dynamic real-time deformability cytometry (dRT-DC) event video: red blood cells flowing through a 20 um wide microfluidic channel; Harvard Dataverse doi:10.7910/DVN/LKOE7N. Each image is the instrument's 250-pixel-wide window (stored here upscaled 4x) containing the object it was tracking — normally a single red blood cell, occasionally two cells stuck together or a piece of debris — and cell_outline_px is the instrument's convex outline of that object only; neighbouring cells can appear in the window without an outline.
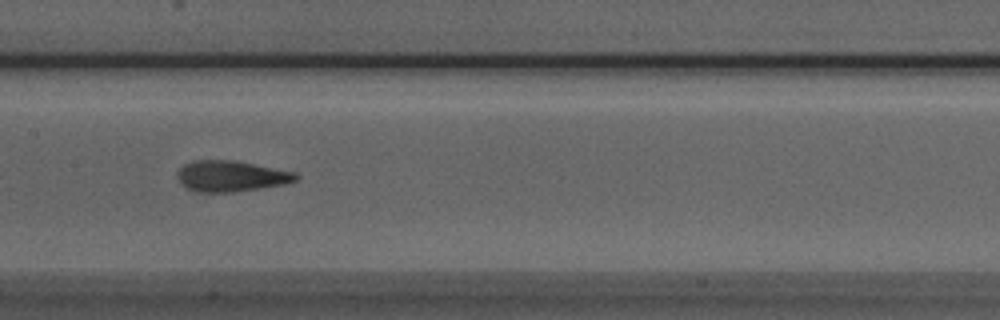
{"species": "Egyptian fruit bat (a non-hibernating species)", "species_latin": "Rousettus aegyptiacus", "temperature_condition": "room temperature", "stored_images_in_passage": 9, "segment_of_instrument_passage": [1, 2], "camera_frame_rate_fps": 3000, "um_per_image_px": 0.085, "animal": {"sex": "male"}, "frame": {"image": 1, "passage_image": 7, "time_ms": 2.0, "image_size_px": [1000, 320], "cell_outline_px": [[300, 176], [296, 180], [284, 184], [232, 192], [200, 192], [184, 188], [180, 184], [176, 176], [176, 172], [184, 164], [192, 160], [236, 160], [296, 172]], "centroid_in_image_um": [19.6, 14.96], "position_along_channel_um": 187.8, "area_um2": 21.56}}
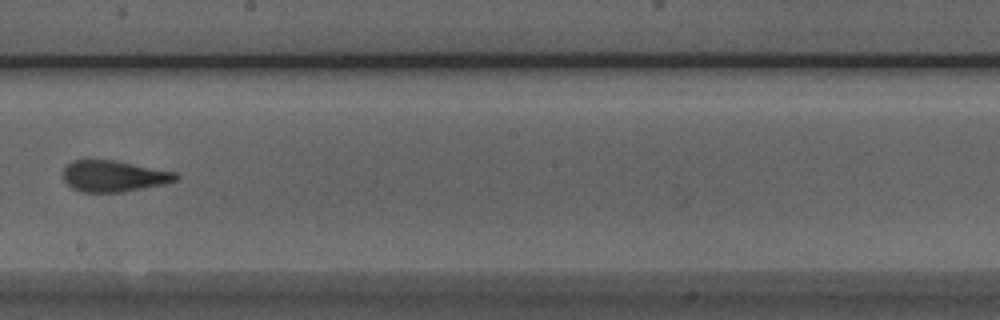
{"frame": {"image": 2, "passage_image": 8, "time_ms": 2.333, "image_size_px": [1000, 320], "cell_outline_px": [[180, 180], [164, 184], [124, 192], [80, 192], [72, 188], [64, 180], [64, 168], [72, 160], [112, 160], [176, 172], [180, 176]], "centroid_in_image_um": [9.7, 14.98], "position_along_channel_um": 238.5, "area_um2": 20.52}}